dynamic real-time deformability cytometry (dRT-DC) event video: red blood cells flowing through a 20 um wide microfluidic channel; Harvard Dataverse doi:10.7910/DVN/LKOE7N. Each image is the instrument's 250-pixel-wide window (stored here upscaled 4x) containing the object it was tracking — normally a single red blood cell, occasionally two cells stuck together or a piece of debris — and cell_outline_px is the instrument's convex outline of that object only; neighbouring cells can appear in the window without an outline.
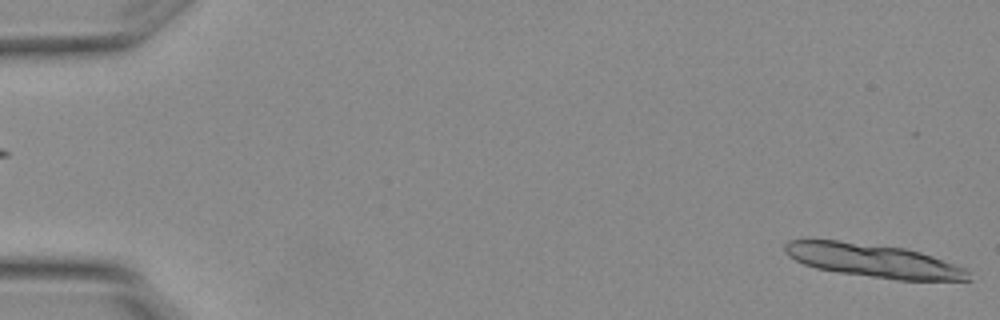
{"species": "Egyptian fruit bat (a non-hibernating species)", "species_latin": "Rousettus aegyptiacus", "temperature_condition": "warm", "stored_images_in_passage": 6, "segment_of_instrument_passage": [2, 2], "camera_frame_rate_fps": 3000, "um_per_image_px": 0.085, "animal": {"sex": "female"}, "frame": {"image": 1, "passage_image": 6, "time_ms": 1.667, "image_size_px": [1000, 320], "cell_outline_px": [[972, 280], [900, 280], [836, 272], [816, 268], [804, 264], [788, 256], [784, 252], [784, 244], [788, 240], [836, 240], [904, 248], [920, 252], [968, 268]], "centroid_in_image_um": [74.26, 22.16], "position_along_channel_um": 10.7, "area_um2": 35.66}}